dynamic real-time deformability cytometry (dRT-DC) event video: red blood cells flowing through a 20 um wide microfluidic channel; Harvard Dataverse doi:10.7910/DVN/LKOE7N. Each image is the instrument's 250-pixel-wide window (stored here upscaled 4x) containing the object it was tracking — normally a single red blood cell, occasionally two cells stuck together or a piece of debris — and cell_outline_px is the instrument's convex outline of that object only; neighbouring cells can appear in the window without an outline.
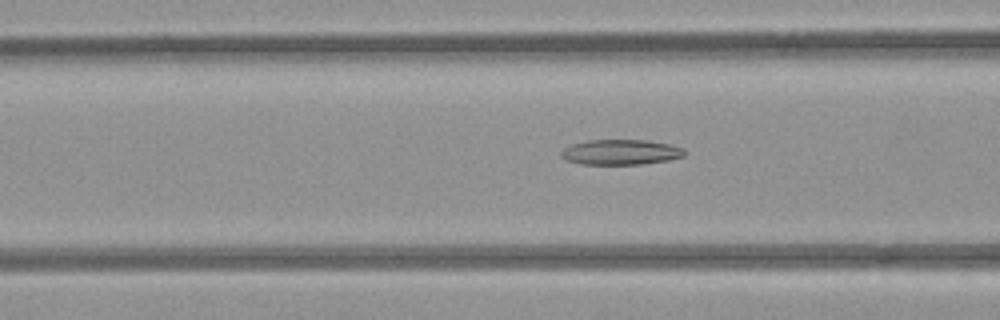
{"species": "common noctule bat (a hibernating species)", "species_latin": "Nyctalus noctula", "temperature_condition": "room temperature", "stored_images_in_passage": 47, "camera_frame_rate_fps": 3000, "um_per_image_px": 0.085, "animal": {"sex": "female", "body_mass_g": 21.9}, "frame": {"image": 1, "passage_image": 20, "time_ms": 6.333, "image_size_px": [1000, 320], "cell_outline_px": [[684, 156], [668, 160], [644, 164], [580, 164], [564, 160], [560, 156], [560, 152], [564, 148], [572, 144], [588, 140], [648, 140], [668, 144], [684, 148]], "centroid_in_image_um": [52.72, 12.93], "position_along_channel_um": 113.9, "area_um2": 18.21}}
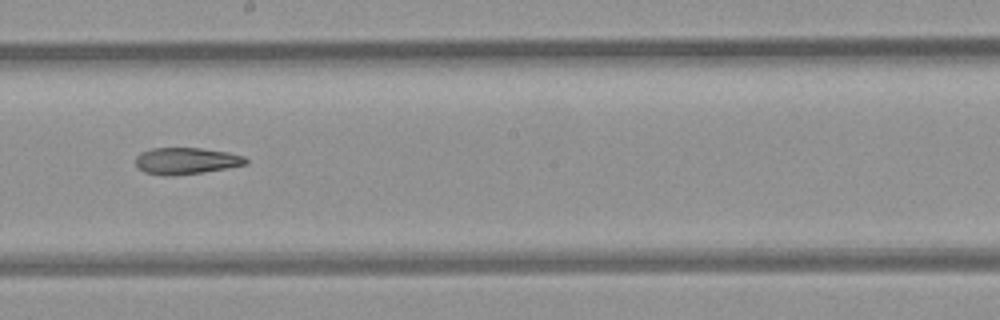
{"frame": {"image": 2, "passage_image": 29, "time_ms": 9.333, "image_size_px": [1000, 320], "cell_outline_px": [[248, 164], [200, 172], [172, 176], [164, 176], [144, 172], [136, 164], [136, 156], [140, 152], [152, 148], [200, 148], [228, 152], [244, 156], [248, 160]], "centroid_in_image_um": [15.81, 13.67], "position_along_channel_um": 232.4, "area_um2": 16.99}}
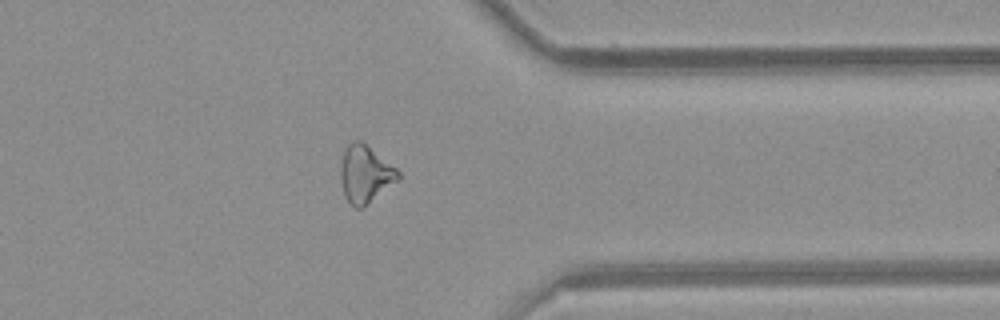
{"frame": {"image": 3, "passage_image": 41, "time_ms": 13.333, "image_size_px": [1000, 320], "cell_outline_px": [[400, 176], [396, 180], [364, 208], [356, 208], [344, 196], [340, 180], [340, 168], [344, 152], [348, 144], [356, 140], [360, 140], [396, 168], [400, 172]], "centroid_in_image_um": [31.01, 14.81], "position_along_channel_um": 380.4, "area_um2": 18.84}}